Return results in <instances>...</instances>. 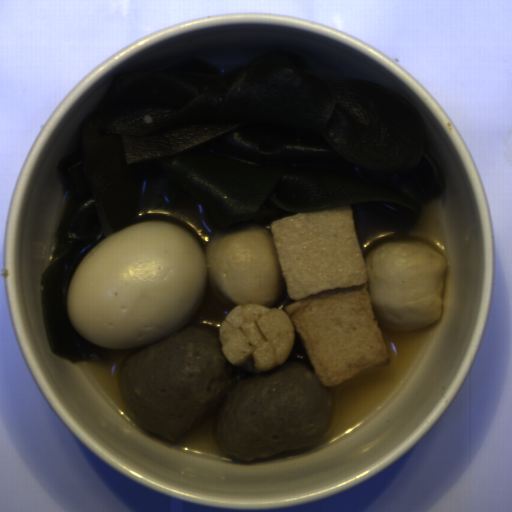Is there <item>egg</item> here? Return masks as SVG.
I'll list each match as a JSON object with an SVG mask.
<instances>
[{"instance_id":"1","label":"egg","mask_w":512,"mask_h":512,"mask_svg":"<svg viewBox=\"0 0 512 512\" xmlns=\"http://www.w3.org/2000/svg\"><path fill=\"white\" fill-rule=\"evenodd\" d=\"M207 255L184 228L143 221L113 232L77 264L65 310L103 348L149 345L180 333L204 297Z\"/></svg>"}]
</instances>
